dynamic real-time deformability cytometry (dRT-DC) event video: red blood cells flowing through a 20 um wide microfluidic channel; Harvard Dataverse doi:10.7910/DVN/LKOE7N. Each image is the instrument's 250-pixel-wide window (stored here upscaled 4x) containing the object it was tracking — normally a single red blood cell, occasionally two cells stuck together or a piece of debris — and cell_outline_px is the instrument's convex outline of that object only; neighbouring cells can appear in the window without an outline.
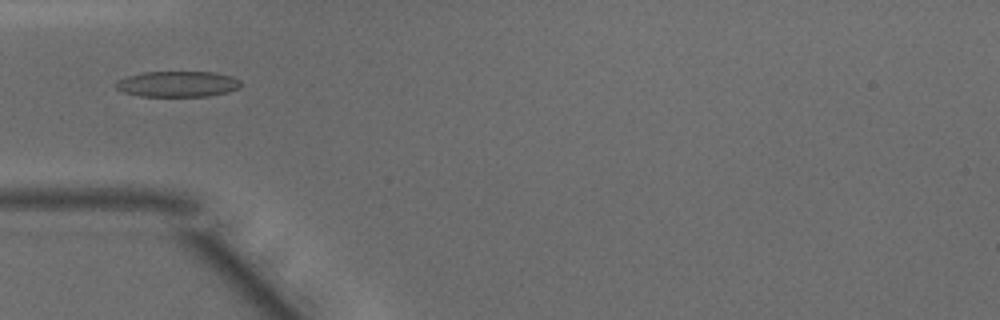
{"species": "common noctule bat (a hibernating species)", "species_latin": "Nyctalus noctula", "temperature_condition": "warm", "stored_images_in_passage": 48, "camera_frame_rate_fps": 3000, "um_per_image_px": 0.085, "animal": {"sex": "male", "body_mass_g": 15.6}, "frame": {"image": 1, "passage_image": 15, "time_ms": 4.667, "image_size_px": [1000, 320], "cell_outline_px": [[240, 88], [228, 92], [208, 96], [140, 96], [124, 92], [116, 88], [112, 84], [128, 76], [144, 72], [216, 72], [232, 76], [240, 80]], "centroid_in_image_um": [15.12, 7.14], "position_along_channel_um": 69.9, "area_um2": 18.79}}
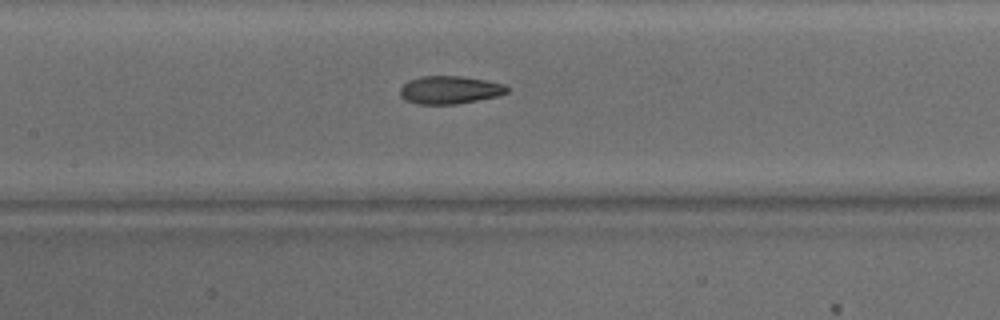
{"frame": {"image": 2, "passage_image": 22, "time_ms": 7.0, "image_size_px": [1000, 320], "cell_outline_px": [[508, 92], [496, 96], [456, 104], [420, 104], [404, 100], [400, 96], [400, 88], [408, 80], [420, 76], [464, 76], [504, 84], [508, 88]], "centroid_in_image_um": [38.19, 7.63], "position_along_channel_um": 169.2, "area_um2": 17.34}}
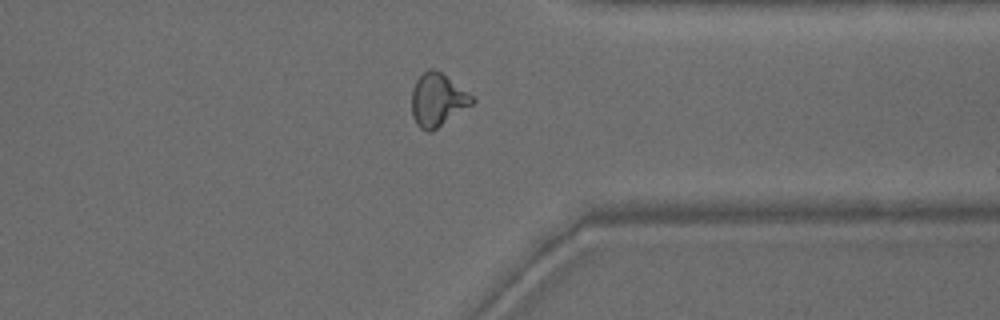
{"frame": {"image": 3, "passage_image": 37, "time_ms": 12.0, "image_size_px": [1000, 320], "cell_outline_px": [[476, 100], [472, 104], [432, 132], [428, 132], [420, 128], [416, 124], [412, 116], [412, 88], [416, 80], [428, 68], [432, 68], [440, 72], [472, 96]], "centroid_in_image_um": [37.16, 8.51], "position_along_channel_um": 374.2, "area_um2": 18.38}, "authors_computed_cell_mechanics": {"area_um2": 18.1781, "velocity_mm_per_s": 4.2028, "shape_relaxation_time_tau1_ms": null, "shape_relaxation_time_tau2_ms": 2.0331, "deformation_change_tau1": null, "deformation_change_tau2": 0.0851}}